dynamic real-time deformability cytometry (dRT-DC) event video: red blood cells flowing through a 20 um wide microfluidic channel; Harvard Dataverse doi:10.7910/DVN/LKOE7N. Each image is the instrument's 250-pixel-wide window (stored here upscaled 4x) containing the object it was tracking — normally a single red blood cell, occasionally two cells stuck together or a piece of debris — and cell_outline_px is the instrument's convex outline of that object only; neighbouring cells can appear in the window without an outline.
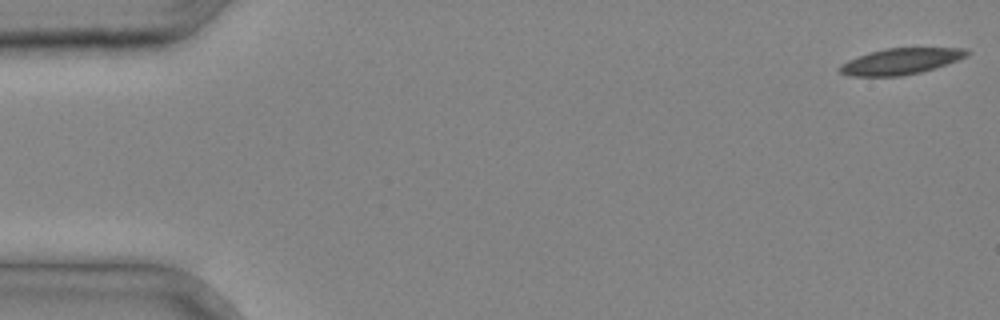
{"species": "common noctule bat (a hibernating species)", "species_latin": "Nyctalus noctula", "temperature_condition": "cold", "stored_images_in_passage": 35, "camera_frame_rate_fps": 3000, "um_per_image_px": 0.085, "animal": {"sex": "male", "body_mass_g": 20.4}, "frame": {"image": 1, "passage_image": 1, "time_ms": 0.0, "image_size_px": [1000, 320], "cell_outline_px": [[968, 56], [920, 72], [904, 76], [852, 76], [840, 72], [836, 68], [840, 64], [848, 60], [872, 52], [888, 48], [964, 48], [968, 52]], "centroid_in_image_um": [76.51, 5.22], "position_along_channel_um": 8.5, "area_um2": 18.96}}
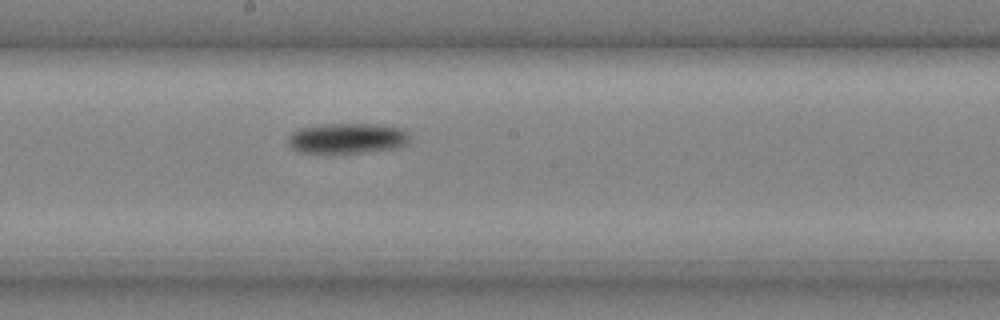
{"frame": {"image": 2, "passage_image": 21, "time_ms": 6.667, "image_size_px": [1000, 320], "cell_outline_px": [[408, 144], [400, 148], [332, 156], [328, 156], [296, 152], [288, 144], [288, 136], [292, 132], [300, 128], [328, 124], [372, 124], [404, 128], [408, 132]], "centroid_in_image_um": [29.48, 11.82], "position_along_channel_um": 218.7, "area_um2": 22.6}}
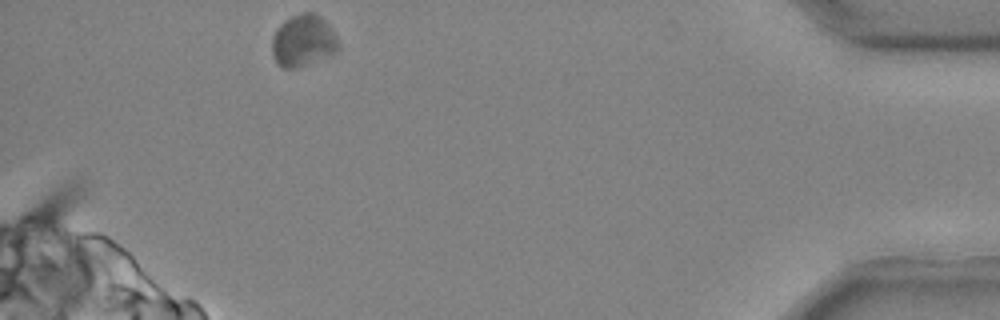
{"frame": {"image": 3, "passage_image": 35, "time_ms": 11.333, "image_size_px": [1000, 320], "cell_outline_px": [[340, 48], [336, 52], [328, 56], [296, 68], [284, 68], [276, 60], [272, 52], [272, 36], [280, 24], [292, 16], [300, 12], [312, 12], [320, 16], [328, 24], [336, 36], [340, 44]], "centroid_in_image_um": [25.79, 3.44], "position_along_channel_um": 409.4, "area_um2": 19.94}}